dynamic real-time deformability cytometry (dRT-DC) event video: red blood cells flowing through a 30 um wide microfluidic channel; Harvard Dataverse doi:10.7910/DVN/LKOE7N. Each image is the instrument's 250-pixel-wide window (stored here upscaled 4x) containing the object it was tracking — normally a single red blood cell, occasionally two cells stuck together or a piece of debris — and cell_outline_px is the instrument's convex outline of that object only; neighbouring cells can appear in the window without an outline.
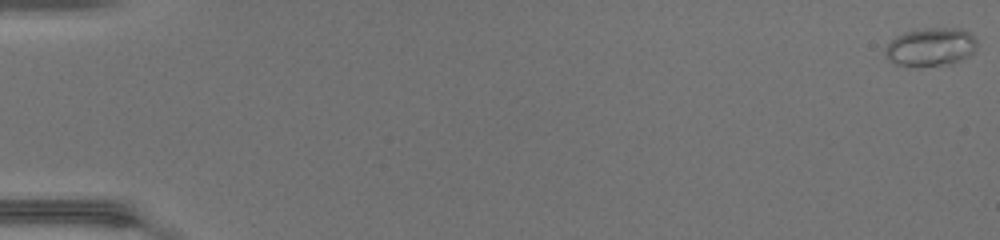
{"species": "common noctule bat (a hibernating species)", "species_latin": "Nyctalus noctula", "temperature_condition": "warm", "stored_images_in_passage": 7, "camera_frame_rate_fps": 3000, "um_per_image_px": 0.085, "animal": {"sex": "female", "body_mass_g": 17.0, "forearm_length_mm": 48.0}, "frame": {"image": 1, "passage_image": 1, "time_ms": 0.0, "image_size_px": [1000, 240], "cell_outline_px": [[976, 52], [952, 64], [920, 68], [916, 68], [896, 64], [888, 60], [884, 52], [884, 48], [896, 36], [904, 32], [924, 28], [960, 28], [968, 32], [976, 40]], "centroid_in_image_um": [79.09, 4.02], "position_along_channel_um": 5.9, "area_um2": 20.98}}